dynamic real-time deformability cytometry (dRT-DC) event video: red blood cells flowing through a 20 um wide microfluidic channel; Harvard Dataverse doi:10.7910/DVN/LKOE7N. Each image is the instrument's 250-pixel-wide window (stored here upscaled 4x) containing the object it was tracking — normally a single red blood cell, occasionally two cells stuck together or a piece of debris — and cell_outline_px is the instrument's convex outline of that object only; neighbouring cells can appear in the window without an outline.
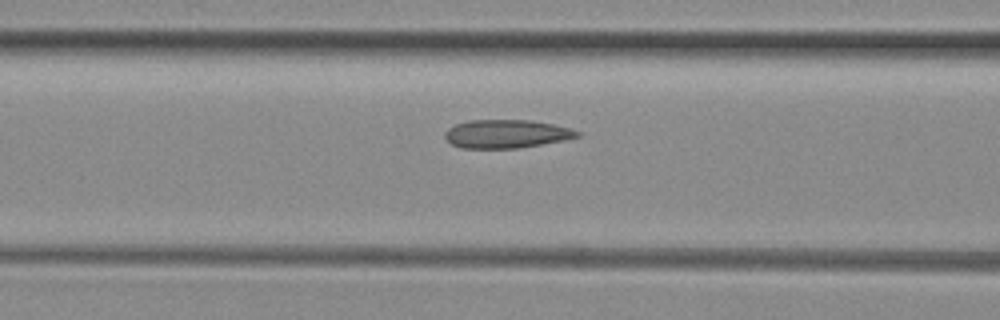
{"species": "common noctule bat (a hibernating species)", "species_latin": "Nyctalus noctula", "temperature_condition": "room temperature", "stored_images_in_passage": 9, "camera_frame_rate_fps": 3000, "um_per_image_px": 0.085, "animal": {"sex": "female", "body_mass_g": 29.2, "forearm_length_mm": 56.3}, "frame": {"image": 1, "passage_image": 7, "time_ms": 2.0, "image_size_px": [1000, 320], "cell_outline_px": [[580, 136], [564, 140], [516, 148], [460, 148], [452, 144], [444, 136], [444, 132], [448, 128], [456, 124], [468, 120], [528, 120], [552, 124], [568, 128], [580, 132]], "centroid_in_image_um": [43.0, 11.38], "position_along_channel_um": 123.6, "area_um2": 21.68}}